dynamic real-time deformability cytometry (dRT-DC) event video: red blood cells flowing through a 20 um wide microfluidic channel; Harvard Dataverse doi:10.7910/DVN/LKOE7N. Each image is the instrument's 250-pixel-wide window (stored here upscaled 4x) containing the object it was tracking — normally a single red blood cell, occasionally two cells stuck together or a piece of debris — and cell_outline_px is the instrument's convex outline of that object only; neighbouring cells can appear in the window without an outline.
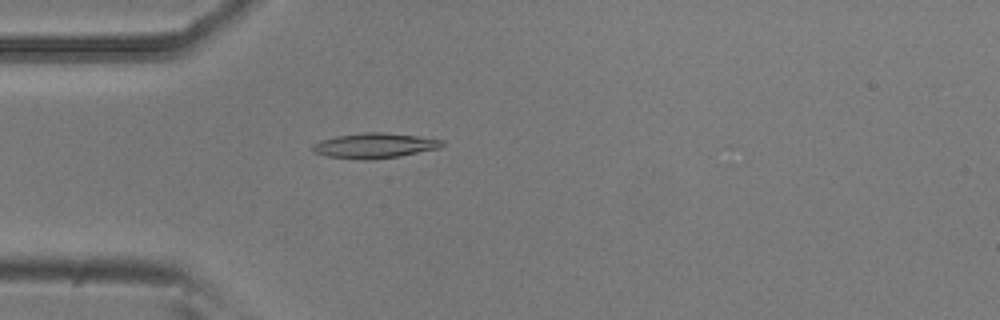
{"species": "common noctule bat (a hibernating species)", "species_latin": "Nyctalus noctula", "temperature_condition": "room temperature", "stored_images_in_passage": 53, "camera_frame_rate_fps": 3000, "um_per_image_px": 0.085, "animal": {"sex": "male", "body_mass_g": 20.5, "forearm_length_mm": 52.5}, "frame": {"image": 1, "passage_image": 15, "time_ms": 4.667, "image_size_px": [1000, 320], "cell_outline_px": [[444, 144], [440, 148], [400, 156], [372, 160], [364, 160], [328, 156], [316, 152], [312, 148], [312, 144], [320, 140], [336, 136], [364, 132], [380, 132], [416, 136], [444, 140]], "centroid_in_image_um": [31.85, 12.38], "position_along_channel_um": 53.2, "area_um2": 18.84}}
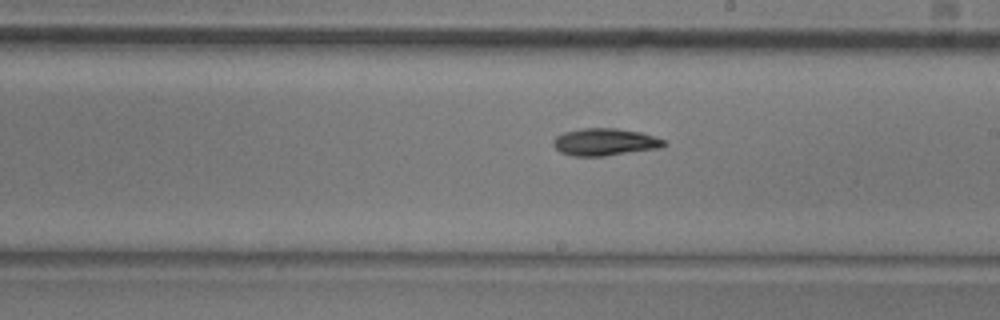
{"frame": {"image": 2, "passage_image": 30, "time_ms": 9.667, "image_size_px": [1000, 320], "cell_outline_px": [[668, 144], [660, 148], [604, 156], [572, 156], [560, 152], [552, 144], [552, 140], [556, 136], [564, 132], [580, 128], [616, 128], [640, 132], [664, 140]], "centroid_in_image_um": [51.38, 12.07], "position_along_channel_um": 237.6, "area_um2": 17.63}}
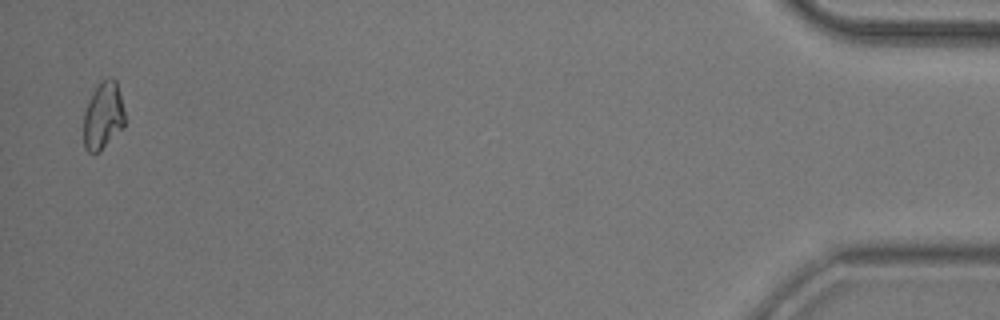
{"frame": {"image": 3, "passage_image": 52, "time_ms": 17.0, "image_size_px": [1000, 320], "cell_outline_px": [[124, 128], [100, 152], [92, 156], [84, 148], [84, 112], [92, 92], [108, 76], [112, 76], [116, 80], [124, 112]], "centroid_in_image_um": [8.76, 9.9], "position_along_channel_um": 426.4, "area_um2": 16.36}, "authors_computed_cell_mechanics": {"area_um2": 17.1666, "velocity_mm_per_s": 3.8047, "shape_relaxation_time_tau1_ms": 5.6671, "shape_relaxation_time_tau2_ms": null, "deformation_change_tau1": 0.1516, "deformation_change_tau2": null}}